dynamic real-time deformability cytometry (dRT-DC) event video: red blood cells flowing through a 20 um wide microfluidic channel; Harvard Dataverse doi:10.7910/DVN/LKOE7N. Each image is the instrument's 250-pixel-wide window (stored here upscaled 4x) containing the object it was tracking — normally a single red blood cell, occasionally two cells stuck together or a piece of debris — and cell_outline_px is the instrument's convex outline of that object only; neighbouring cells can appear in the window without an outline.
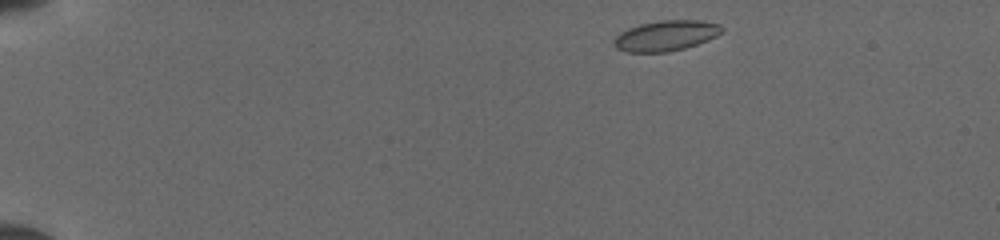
{"species": "common noctule bat (a hibernating species)", "species_latin": "Nyctalus noctula", "temperature_condition": "cold", "stored_images_in_passage": 44, "camera_frame_rate_fps": 3000, "um_per_image_px": 0.085, "animal": {"sex": "female", "body_mass_g": 19.5, "forearm_length_mm": 54.1}, "frame": {"image": 1, "passage_image": 2, "time_ms": 0.333, "image_size_px": [1000, 240], "cell_outline_px": [[724, 32], [708, 40], [684, 48], [668, 52], [624, 52], [616, 48], [612, 44], [612, 40], [620, 32], [628, 28], [640, 24], [660, 20], [704, 20], [720, 24], [724, 28]], "centroid_in_image_um": [56.6, 3.03], "position_along_channel_um": 28.4, "area_um2": 19.42}}
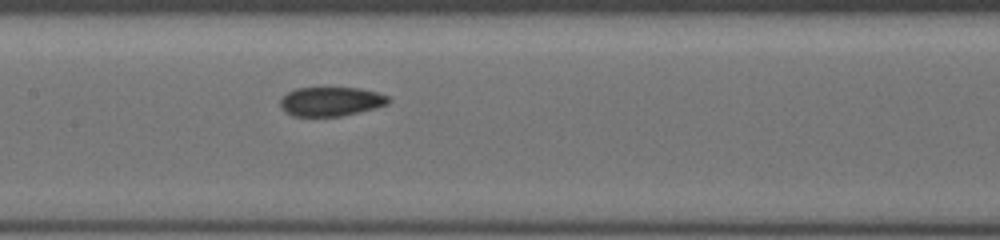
{"frame": {"image": 2, "passage_image": 20, "time_ms": 6.333, "image_size_px": [1000, 240], "cell_outline_px": [[392, 100], [388, 104], [376, 108], [340, 116], [292, 116], [284, 112], [280, 108], [280, 100], [288, 92], [296, 88], [360, 88], [376, 92], [388, 96]], "centroid_in_image_um": [28.12, 8.63], "position_along_channel_um": 179.3, "area_um2": 18.44}}
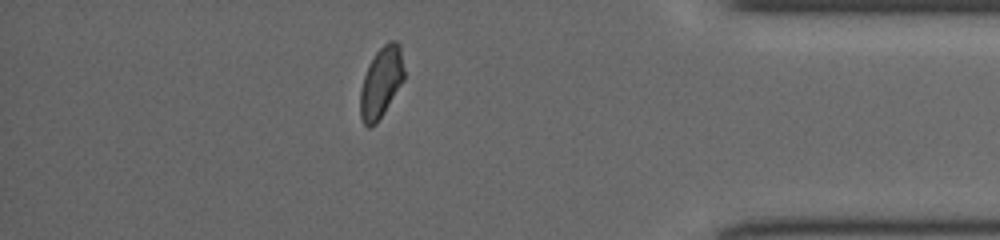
{"frame": {"image": 3, "passage_image": 38, "time_ms": 12.333, "image_size_px": [1000, 240], "cell_outline_px": [[404, 80], [384, 112], [376, 124], [368, 128], [364, 124], [360, 116], [360, 92], [364, 76], [368, 64], [376, 52], [388, 40], [396, 40], [400, 44], [404, 68]], "centroid_in_image_um": [32.4, 6.98], "position_along_channel_um": 402.8, "area_um2": 18.15}}